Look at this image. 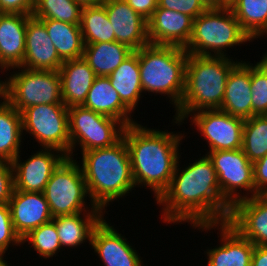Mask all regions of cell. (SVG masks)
<instances>
[{"instance_id":"7a4b0ae2","label":"cell","mask_w":267,"mask_h":266,"mask_svg":"<svg viewBox=\"0 0 267 266\" xmlns=\"http://www.w3.org/2000/svg\"><path fill=\"white\" fill-rule=\"evenodd\" d=\"M155 130L135 123L126 126L122 137L129 152L135 186L150 187L157 200L168 188L181 157L178 147L185 134Z\"/></svg>"},{"instance_id":"d590c367","label":"cell","mask_w":267,"mask_h":266,"mask_svg":"<svg viewBox=\"0 0 267 266\" xmlns=\"http://www.w3.org/2000/svg\"><path fill=\"white\" fill-rule=\"evenodd\" d=\"M21 244L22 239L13 227L9 204H0V256H4L10 246Z\"/></svg>"},{"instance_id":"ab89813d","label":"cell","mask_w":267,"mask_h":266,"mask_svg":"<svg viewBox=\"0 0 267 266\" xmlns=\"http://www.w3.org/2000/svg\"><path fill=\"white\" fill-rule=\"evenodd\" d=\"M254 196L267 192V154L253 162Z\"/></svg>"},{"instance_id":"5b68a950","label":"cell","mask_w":267,"mask_h":266,"mask_svg":"<svg viewBox=\"0 0 267 266\" xmlns=\"http://www.w3.org/2000/svg\"><path fill=\"white\" fill-rule=\"evenodd\" d=\"M137 55L143 93L167 95L176 109L185 90L188 53L179 46L148 44Z\"/></svg>"},{"instance_id":"ac0fdd59","label":"cell","mask_w":267,"mask_h":266,"mask_svg":"<svg viewBox=\"0 0 267 266\" xmlns=\"http://www.w3.org/2000/svg\"><path fill=\"white\" fill-rule=\"evenodd\" d=\"M102 5L114 29L115 41L125 44L133 51L149 44L147 20L124 0H106Z\"/></svg>"},{"instance_id":"d6a6232c","label":"cell","mask_w":267,"mask_h":266,"mask_svg":"<svg viewBox=\"0 0 267 266\" xmlns=\"http://www.w3.org/2000/svg\"><path fill=\"white\" fill-rule=\"evenodd\" d=\"M83 6L75 0H36L33 16L70 24L81 23Z\"/></svg>"},{"instance_id":"836d02e7","label":"cell","mask_w":267,"mask_h":266,"mask_svg":"<svg viewBox=\"0 0 267 266\" xmlns=\"http://www.w3.org/2000/svg\"><path fill=\"white\" fill-rule=\"evenodd\" d=\"M27 242L44 259L55 256L62 249L55 223L52 220L31 230L22 238V245Z\"/></svg>"},{"instance_id":"e0dca14e","label":"cell","mask_w":267,"mask_h":266,"mask_svg":"<svg viewBox=\"0 0 267 266\" xmlns=\"http://www.w3.org/2000/svg\"><path fill=\"white\" fill-rule=\"evenodd\" d=\"M193 18L187 14L157 7L147 20L149 44L184 48L191 37Z\"/></svg>"},{"instance_id":"b9f144b4","label":"cell","mask_w":267,"mask_h":266,"mask_svg":"<svg viewBox=\"0 0 267 266\" xmlns=\"http://www.w3.org/2000/svg\"><path fill=\"white\" fill-rule=\"evenodd\" d=\"M251 266H267V246L255 245L251 258Z\"/></svg>"},{"instance_id":"f35d334b","label":"cell","mask_w":267,"mask_h":266,"mask_svg":"<svg viewBox=\"0 0 267 266\" xmlns=\"http://www.w3.org/2000/svg\"><path fill=\"white\" fill-rule=\"evenodd\" d=\"M36 0H0V13L32 15Z\"/></svg>"},{"instance_id":"5bb4252c","label":"cell","mask_w":267,"mask_h":266,"mask_svg":"<svg viewBox=\"0 0 267 266\" xmlns=\"http://www.w3.org/2000/svg\"><path fill=\"white\" fill-rule=\"evenodd\" d=\"M193 228L209 231L219 229L220 245L207 249V266H251V258L255 245L244 238L228 222L216 224L194 225Z\"/></svg>"},{"instance_id":"9c48e42d","label":"cell","mask_w":267,"mask_h":266,"mask_svg":"<svg viewBox=\"0 0 267 266\" xmlns=\"http://www.w3.org/2000/svg\"><path fill=\"white\" fill-rule=\"evenodd\" d=\"M8 80V102L21 113L24 109L43 104H64L58 71L15 67ZM18 69V72H17ZM21 69V70H20Z\"/></svg>"},{"instance_id":"4dcf8cb0","label":"cell","mask_w":267,"mask_h":266,"mask_svg":"<svg viewBox=\"0 0 267 266\" xmlns=\"http://www.w3.org/2000/svg\"><path fill=\"white\" fill-rule=\"evenodd\" d=\"M80 28L84 44L115 41L114 29L102 4L83 6Z\"/></svg>"},{"instance_id":"74e56055","label":"cell","mask_w":267,"mask_h":266,"mask_svg":"<svg viewBox=\"0 0 267 266\" xmlns=\"http://www.w3.org/2000/svg\"><path fill=\"white\" fill-rule=\"evenodd\" d=\"M14 189L12 164L11 162L0 160V204H9Z\"/></svg>"},{"instance_id":"277c9868","label":"cell","mask_w":267,"mask_h":266,"mask_svg":"<svg viewBox=\"0 0 267 266\" xmlns=\"http://www.w3.org/2000/svg\"><path fill=\"white\" fill-rule=\"evenodd\" d=\"M228 57L188 54L185 90L174 110V124L182 125L194 112L221 108L228 75L240 62Z\"/></svg>"},{"instance_id":"7c38bea8","label":"cell","mask_w":267,"mask_h":266,"mask_svg":"<svg viewBox=\"0 0 267 266\" xmlns=\"http://www.w3.org/2000/svg\"><path fill=\"white\" fill-rule=\"evenodd\" d=\"M189 116L209 144L208 152L242 148L244 119L220 109L200 110Z\"/></svg>"},{"instance_id":"3957f363","label":"cell","mask_w":267,"mask_h":266,"mask_svg":"<svg viewBox=\"0 0 267 266\" xmlns=\"http://www.w3.org/2000/svg\"><path fill=\"white\" fill-rule=\"evenodd\" d=\"M81 164L90 204L103 211L110 202L126 197L136 187L123 137L111 147L82 152Z\"/></svg>"},{"instance_id":"ba28073f","label":"cell","mask_w":267,"mask_h":266,"mask_svg":"<svg viewBox=\"0 0 267 266\" xmlns=\"http://www.w3.org/2000/svg\"><path fill=\"white\" fill-rule=\"evenodd\" d=\"M68 122L70 158L74 157L73 152L79 144L81 153L113 146L122 138L125 128L119 120L82 105L68 108Z\"/></svg>"},{"instance_id":"52a82bcc","label":"cell","mask_w":267,"mask_h":266,"mask_svg":"<svg viewBox=\"0 0 267 266\" xmlns=\"http://www.w3.org/2000/svg\"><path fill=\"white\" fill-rule=\"evenodd\" d=\"M43 193L53 218L80 212H105L94 204H89L90 208L86 204L89 197L86 182L82 168L74 158L67 157L58 166Z\"/></svg>"},{"instance_id":"30bf717a","label":"cell","mask_w":267,"mask_h":266,"mask_svg":"<svg viewBox=\"0 0 267 266\" xmlns=\"http://www.w3.org/2000/svg\"><path fill=\"white\" fill-rule=\"evenodd\" d=\"M24 133L41 148L57 149L70 158L68 108L65 104L34 105L21 112Z\"/></svg>"},{"instance_id":"8d00e7d4","label":"cell","mask_w":267,"mask_h":266,"mask_svg":"<svg viewBox=\"0 0 267 266\" xmlns=\"http://www.w3.org/2000/svg\"><path fill=\"white\" fill-rule=\"evenodd\" d=\"M158 6L189 15L196 19L206 8L200 0H158Z\"/></svg>"},{"instance_id":"2e32d148","label":"cell","mask_w":267,"mask_h":266,"mask_svg":"<svg viewBox=\"0 0 267 266\" xmlns=\"http://www.w3.org/2000/svg\"><path fill=\"white\" fill-rule=\"evenodd\" d=\"M228 223L254 245L267 246V196L258 194L238 201Z\"/></svg>"},{"instance_id":"cb8c5ba5","label":"cell","mask_w":267,"mask_h":266,"mask_svg":"<svg viewBox=\"0 0 267 266\" xmlns=\"http://www.w3.org/2000/svg\"><path fill=\"white\" fill-rule=\"evenodd\" d=\"M82 106L115 118L125 127L137 123L132 118V111L121 101L119 94L111 86L109 77H96Z\"/></svg>"},{"instance_id":"484cf974","label":"cell","mask_w":267,"mask_h":266,"mask_svg":"<svg viewBox=\"0 0 267 266\" xmlns=\"http://www.w3.org/2000/svg\"><path fill=\"white\" fill-rule=\"evenodd\" d=\"M108 77L121 101L134 112L143 93L137 51H133Z\"/></svg>"},{"instance_id":"7bdbcfd3","label":"cell","mask_w":267,"mask_h":266,"mask_svg":"<svg viewBox=\"0 0 267 266\" xmlns=\"http://www.w3.org/2000/svg\"><path fill=\"white\" fill-rule=\"evenodd\" d=\"M206 9H220L228 7L230 0H200Z\"/></svg>"},{"instance_id":"8992f818","label":"cell","mask_w":267,"mask_h":266,"mask_svg":"<svg viewBox=\"0 0 267 266\" xmlns=\"http://www.w3.org/2000/svg\"><path fill=\"white\" fill-rule=\"evenodd\" d=\"M251 42L230 7L206 9L193 19L192 34L184 50L188 54L227 57V47ZM225 51V52H224Z\"/></svg>"},{"instance_id":"6da1fadb","label":"cell","mask_w":267,"mask_h":266,"mask_svg":"<svg viewBox=\"0 0 267 266\" xmlns=\"http://www.w3.org/2000/svg\"><path fill=\"white\" fill-rule=\"evenodd\" d=\"M179 160L168 188L156 200L163 221L191 226L228 222L232 206L222 197L209 157L205 154L182 170Z\"/></svg>"},{"instance_id":"1f68e13d","label":"cell","mask_w":267,"mask_h":266,"mask_svg":"<svg viewBox=\"0 0 267 266\" xmlns=\"http://www.w3.org/2000/svg\"><path fill=\"white\" fill-rule=\"evenodd\" d=\"M242 150L251 162L267 154V115L244 120Z\"/></svg>"},{"instance_id":"4316f807","label":"cell","mask_w":267,"mask_h":266,"mask_svg":"<svg viewBox=\"0 0 267 266\" xmlns=\"http://www.w3.org/2000/svg\"><path fill=\"white\" fill-rule=\"evenodd\" d=\"M133 50L117 41L84 44L83 59L97 76L108 77Z\"/></svg>"},{"instance_id":"e575fe53","label":"cell","mask_w":267,"mask_h":266,"mask_svg":"<svg viewBox=\"0 0 267 266\" xmlns=\"http://www.w3.org/2000/svg\"><path fill=\"white\" fill-rule=\"evenodd\" d=\"M252 117L267 115V62L251 63Z\"/></svg>"},{"instance_id":"60d3db41","label":"cell","mask_w":267,"mask_h":266,"mask_svg":"<svg viewBox=\"0 0 267 266\" xmlns=\"http://www.w3.org/2000/svg\"><path fill=\"white\" fill-rule=\"evenodd\" d=\"M135 12L148 20L158 7V0H124Z\"/></svg>"},{"instance_id":"ee69618b","label":"cell","mask_w":267,"mask_h":266,"mask_svg":"<svg viewBox=\"0 0 267 266\" xmlns=\"http://www.w3.org/2000/svg\"><path fill=\"white\" fill-rule=\"evenodd\" d=\"M5 80H0V108L8 103V80Z\"/></svg>"},{"instance_id":"d6986e66","label":"cell","mask_w":267,"mask_h":266,"mask_svg":"<svg viewBox=\"0 0 267 266\" xmlns=\"http://www.w3.org/2000/svg\"><path fill=\"white\" fill-rule=\"evenodd\" d=\"M63 62L47 34L44 23L31 15L27 19L25 56L21 67L59 71Z\"/></svg>"},{"instance_id":"d4e9b609","label":"cell","mask_w":267,"mask_h":266,"mask_svg":"<svg viewBox=\"0 0 267 266\" xmlns=\"http://www.w3.org/2000/svg\"><path fill=\"white\" fill-rule=\"evenodd\" d=\"M104 212H80L73 215L57 216L53 218L59 236L61 248H76L91 237L94 228L104 218Z\"/></svg>"},{"instance_id":"f6af8a7d","label":"cell","mask_w":267,"mask_h":266,"mask_svg":"<svg viewBox=\"0 0 267 266\" xmlns=\"http://www.w3.org/2000/svg\"><path fill=\"white\" fill-rule=\"evenodd\" d=\"M80 3L82 6H89V5H99L103 4L106 0H75Z\"/></svg>"},{"instance_id":"7dc6e473","label":"cell","mask_w":267,"mask_h":266,"mask_svg":"<svg viewBox=\"0 0 267 266\" xmlns=\"http://www.w3.org/2000/svg\"><path fill=\"white\" fill-rule=\"evenodd\" d=\"M261 58H263L267 62V52L264 55H262Z\"/></svg>"},{"instance_id":"83f0119b","label":"cell","mask_w":267,"mask_h":266,"mask_svg":"<svg viewBox=\"0 0 267 266\" xmlns=\"http://www.w3.org/2000/svg\"><path fill=\"white\" fill-rule=\"evenodd\" d=\"M63 61L83 57L84 42L80 24H70L53 19H40Z\"/></svg>"},{"instance_id":"7402d4cb","label":"cell","mask_w":267,"mask_h":266,"mask_svg":"<svg viewBox=\"0 0 267 266\" xmlns=\"http://www.w3.org/2000/svg\"><path fill=\"white\" fill-rule=\"evenodd\" d=\"M220 110L244 120L252 117L250 62L240 61L231 70Z\"/></svg>"},{"instance_id":"bcb514c9","label":"cell","mask_w":267,"mask_h":266,"mask_svg":"<svg viewBox=\"0 0 267 266\" xmlns=\"http://www.w3.org/2000/svg\"><path fill=\"white\" fill-rule=\"evenodd\" d=\"M7 262L3 256H0V266H9Z\"/></svg>"},{"instance_id":"4fadbf2b","label":"cell","mask_w":267,"mask_h":266,"mask_svg":"<svg viewBox=\"0 0 267 266\" xmlns=\"http://www.w3.org/2000/svg\"><path fill=\"white\" fill-rule=\"evenodd\" d=\"M20 154L11 162L14 188L25 192H43L53 172L68 157L53 148L39 149L23 162Z\"/></svg>"},{"instance_id":"8fae6325","label":"cell","mask_w":267,"mask_h":266,"mask_svg":"<svg viewBox=\"0 0 267 266\" xmlns=\"http://www.w3.org/2000/svg\"><path fill=\"white\" fill-rule=\"evenodd\" d=\"M206 155L216 170L222 197L232 207L238 201L254 196L253 162L248 159L242 148L210 151Z\"/></svg>"},{"instance_id":"44dd1931","label":"cell","mask_w":267,"mask_h":266,"mask_svg":"<svg viewBox=\"0 0 267 266\" xmlns=\"http://www.w3.org/2000/svg\"><path fill=\"white\" fill-rule=\"evenodd\" d=\"M31 15L0 13V69L21 67L25 56L27 19Z\"/></svg>"},{"instance_id":"603a6c76","label":"cell","mask_w":267,"mask_h":266,"mask_svg":"<svg viewBox=\"0 0 267 266\" xmlns=\"http://www.w3.org/2000/svg\"><path fill=\"white\" fill-rule=\"evenodd\" d=\"M61 78V96L67 108L83 105L97 75L83 59L64 61L58 71Z\"/></svg>"},{"instance_id":"ffe728a7","label":"cell","mask_w":267,"mask_h":266,"mask_svg":"<svg viewBox=\"0 0 267 266\" xmlns=\"http://www.w3.org/2000/svg\"><path fill=\"white\" fill-rule=\"evenodd\" d=\"M9 207L14 230L21 239L31 230L53 220L43 192L14 189Z\"/></svg>"},{"instance_id":"f546056e","label":"cell","mask_w":267,"mask_h":266,"mask_svg":"<svg viewBox=\"0 0 267 266\" xmlns=\"http://www.w3.org/2000/svg\"><path fill=\"white\" fill-rule=\"evenodd\" d=\"M22 115L9 102L0 108V160L12 162L21 152Z\"/></svg>"},{"instance_id":"9a60e30c","label":"cell","mask_w":267,"mask_h":266,"mask_svg":"<svg viewBox=\"0 0 267 266\" xmlns=\"http://www.w3.org/2000/svg\"><path fill=\"white\" fill-rule=\"evenodd\" d=\"M91 246L104 266H145L127 238L107 223L106 218L94 228Z\"/></svg>"},{"instance_id":"f1b7e54d","label":"cell","mask_w":267,"mask_h":266,"mask_svg":"<svg viewBox=\"0 0 267 266\" xmlns=\"http://www.w3.org/2000/svg\"><path fill=\"white\" fill-rule=\"evenodd\" d=\"M229 7L252 41L267 35V0H230Z\"/></svg>"}]
</instances>
